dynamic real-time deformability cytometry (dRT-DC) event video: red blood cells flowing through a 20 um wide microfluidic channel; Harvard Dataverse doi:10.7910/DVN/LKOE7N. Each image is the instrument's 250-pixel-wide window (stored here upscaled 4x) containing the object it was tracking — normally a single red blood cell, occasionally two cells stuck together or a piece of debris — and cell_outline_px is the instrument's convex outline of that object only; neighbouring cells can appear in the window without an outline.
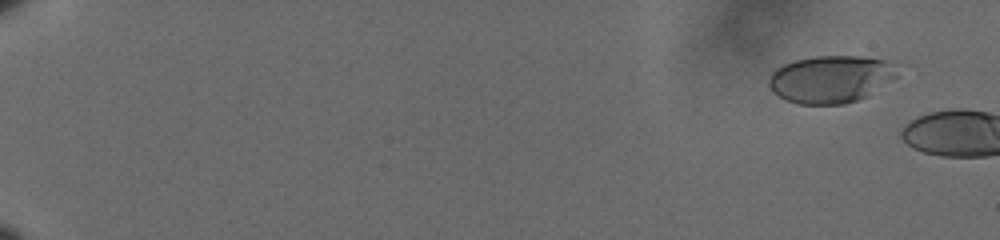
{"species": "human", "species_latin": "Homo sapiens", "temperature_condition": "cold", "stored_images_in_passage": 5, "camera_frame_rate_fps": 3000, "um_per_image_px": 0.085, "donor": {"sex": "male"}, "frame": {"image": 1, "passage_image": 3, "time_ms": 0.667, "image_size_px": [1000, 240], "cell_outline_px": [[896, 76], [868, 96], [844, 104], [796, 104], [784, 100], [772, 92], [768, 84], [768, 80], [772, 72], [776, 68], [784, 64], [796, 60], [816, 56], [860, 56], [884, 60]], "centroid_in_image_um": [70.49, 6.75], "position_along_channel_um": 14.5, "area_um2": 34.97}}